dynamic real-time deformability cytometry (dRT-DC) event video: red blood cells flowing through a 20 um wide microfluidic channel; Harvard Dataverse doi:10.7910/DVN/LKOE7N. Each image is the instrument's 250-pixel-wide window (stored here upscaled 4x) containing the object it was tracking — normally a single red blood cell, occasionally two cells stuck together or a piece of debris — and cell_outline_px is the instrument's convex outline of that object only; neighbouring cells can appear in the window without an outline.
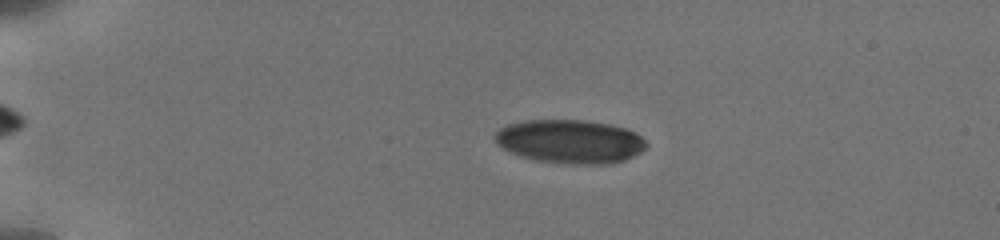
{"species": "human", "species_latin": "Homo sapiens", "temperature_condition": "cold", "stored_images_in_passage": 19, "camera_frame_rate_fps": 3000, "um_per_image_px": 0.085, "donor": {"sex": "male"}, "frame": {"image": 1, "passage_image": 9, "time_ms": 3.667, "image_size_px": [1000, 240], "cell_outline_px": [[648, 148], [624, 160], [612, 164], [572, 164], [536, 160], [520, 156], [504, 148], [492, 136], [500, 128], [508, 124], [524, 120], [584, 120], [612, 124], [628, 128], [636, 132], [648, 144]], "centroid_in_image_um": [48.5, 12.02], "position_along_channel_um": 36.5, "area_um2": 38.67}}
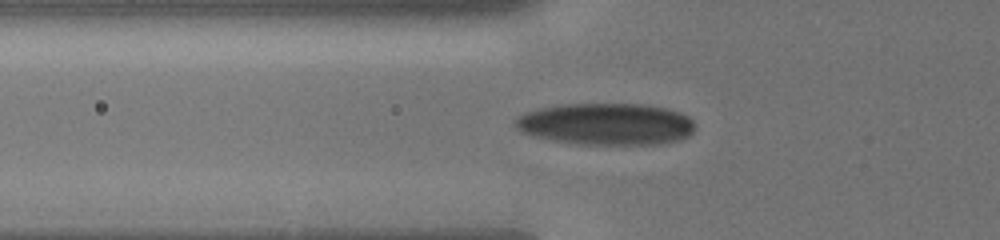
{"frame": {"image": 2, "passage_image": 16, "time_ms": 6.333, "image_size_px": [1000, 240], "cell_outline_px": [[692, 132], [688, 136], [680, 140], [660, 144], [576, 144], [552, 140], [536, 136], [524, 132], [516, 128], [516, 116], [524, 112], [540, 108], [560, 104], [640, 104], [668, 108], [680, 112], [688, 116], [692, 120]], "centroid_in_image_um": [51.52, 10.54], "position_along_channel_um": 74.3, "area_um2": 43.75}}
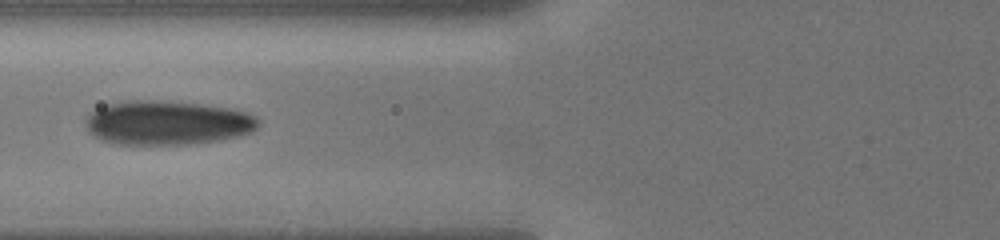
{"frame": {"image": 3, "passage_image": 18, "time_ms": 7.333, "image_size_px": [1000, 240], "cell_outline_px": [[260, 124], [252, 132], [220, 140], [188, 144], [116, 144], [100, 140], [88, 132], [84, 120], [96, 108], [108, 104], [136, 100], [160, 100], [200, 104], [232, 108], [248, 112], [256, 116], [260, 120]], "centroid_in_image_um": [14.23, 10.43], "position_along_channel_um": 111.6, "area_um2": 44.68}}